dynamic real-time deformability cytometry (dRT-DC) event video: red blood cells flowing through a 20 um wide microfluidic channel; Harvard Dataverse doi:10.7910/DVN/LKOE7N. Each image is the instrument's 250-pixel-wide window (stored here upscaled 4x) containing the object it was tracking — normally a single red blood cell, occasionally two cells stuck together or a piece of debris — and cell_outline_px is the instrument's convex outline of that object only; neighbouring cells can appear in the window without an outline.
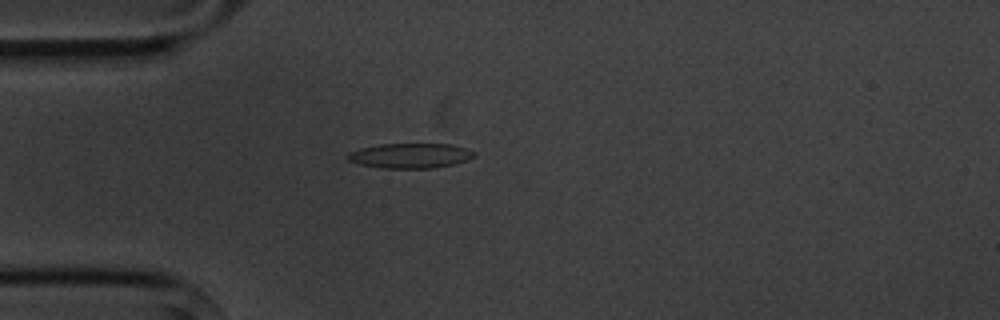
{"species": "common noctule bat (a hibernating species)", "species_latin": "Nyctalus noctula", "temperature_condition": "cold", "stored_images_in_passage": 1, "camera_frame_rate_fps": 3000, "um_per_image_px": 0.085, "animal": {"sex": "male", "body_mass_g": 20.1, "forearm_length_mm": 53.5}, "frame": {"image": 1, "passage_image": 1, "time_ms": 0.0, "image_size_px": [1000, 320], "cell_outline_px": [[476, 156], [468, 160], [456, 164], [436, 168], [384, 168], [360, 164], [348, 160], [344, 156], [348, 152], [360, 148], [380, 144], [452, 144], [476, 152]], "centroid_in_image_um": [34.89, 13.23], "position_along_channel_um": 50.1, "area_um2": 18.55}}